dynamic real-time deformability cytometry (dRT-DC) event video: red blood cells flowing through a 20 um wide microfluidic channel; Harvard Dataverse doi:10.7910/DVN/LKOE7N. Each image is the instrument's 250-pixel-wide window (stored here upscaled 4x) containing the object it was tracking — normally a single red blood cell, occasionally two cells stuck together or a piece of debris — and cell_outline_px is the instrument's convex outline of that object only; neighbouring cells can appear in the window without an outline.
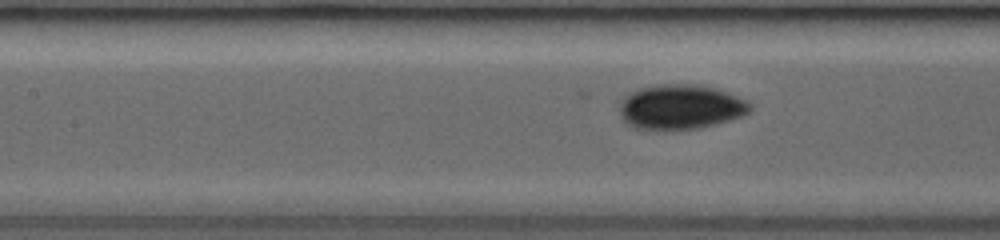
{"species": "common noctule bat (a hibernating species)", "species_latin": "Nyctalus noctula", "temperature_condition": "room temperature", "stored_images_in_passage": 38, "camera_frame_rate_fps": 3000, "um_per_image_px": 0.085, "animal": {"sex": "female", "body_mass_g": 19.0, "forearm_length_mm": 53.3}, "frame": {"image": 1, "passage_image": 17, "time_ms": 5.333, "image_size_px": [1000, 240], "cell_outline_px": [[752, 108], [748, 112], [740, 116], [716, 124], [700, 128], [632, 128], [620, 116], [620, 100], [632, 92], [640, 88], [656, 84], [696, 84], [716, 88], [748, 100], [752, 104]], "centroid_in_image_um": [57.86, 9.06], "position_along_channel_um": 149.5, "area_um2": 33.76}}
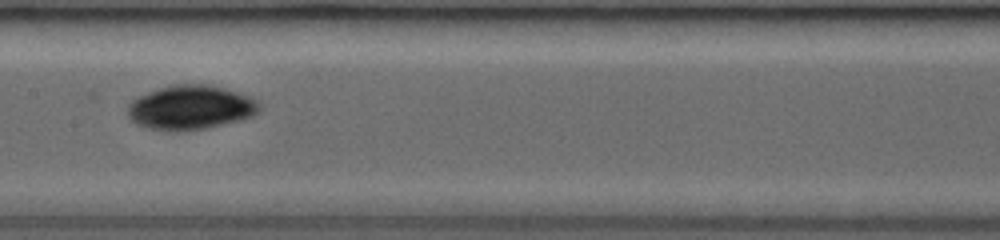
{"frame": {"image": 2, "passage_image": 20, "time_ms": 6.333, "image_size_px": [1000, 240], "cell_outline_px": [[260, 108], [252, 116], [240, 120], [204, 128], [180, 132], [168, 132], [136, 124], [128, 116], [128, 104], [132, 100], [148, 92], [160, 88], [176, 84], [204, 84], [224, 88], [248, 96], [256, 100], [260, 104]], "centroid_in_image_um": [16.18, 9.15], "position_along_channel_um": 191.2, "area_um2": 33.7}}